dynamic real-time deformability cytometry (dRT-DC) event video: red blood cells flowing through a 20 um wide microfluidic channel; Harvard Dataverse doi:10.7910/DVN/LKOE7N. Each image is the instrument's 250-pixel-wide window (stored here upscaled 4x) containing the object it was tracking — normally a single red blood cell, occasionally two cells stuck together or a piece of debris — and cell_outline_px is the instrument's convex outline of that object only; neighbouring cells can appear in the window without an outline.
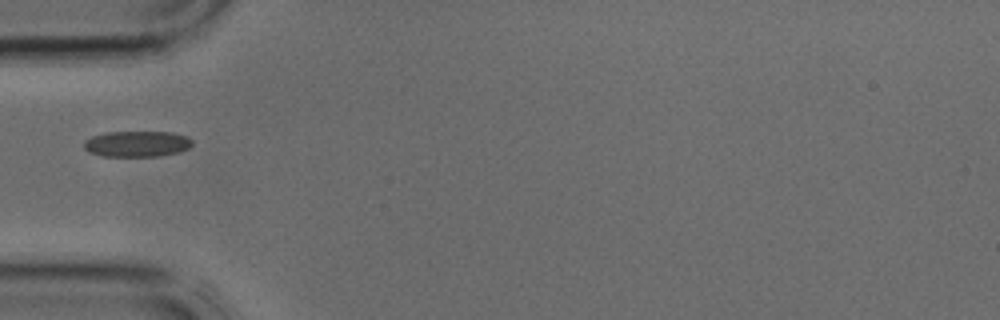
{"species": "common noctule bat (a hibernating species)", "species_latin": "Nyctalus noctula", "temperature_condition": "cold", "stored_images_in_passage": 13, "camera_frame_rate_fps": 3000, "um_per_image_px": 0.085, "animal": {"sex": "male", "body_mass_g": 17.9, "forearm_length_mm": 54.2}, "frame": {"image": 1, "passage_image": 1, "time_ms": 0.0, "image_size_px": [1000, 320], "cell_outline_px": [[192, 144], [188, 148], [180, 152], [160, 156], [100, 156], [88, 152], [84, 148], [84, 140], [92, 136], [104, 132], [172, 132], [188, 136], [192, 140]], "centroid_in_image_um": [11.63, 12.23], "position_along_channel_um": 73.4, "area_um2": 16.53}}